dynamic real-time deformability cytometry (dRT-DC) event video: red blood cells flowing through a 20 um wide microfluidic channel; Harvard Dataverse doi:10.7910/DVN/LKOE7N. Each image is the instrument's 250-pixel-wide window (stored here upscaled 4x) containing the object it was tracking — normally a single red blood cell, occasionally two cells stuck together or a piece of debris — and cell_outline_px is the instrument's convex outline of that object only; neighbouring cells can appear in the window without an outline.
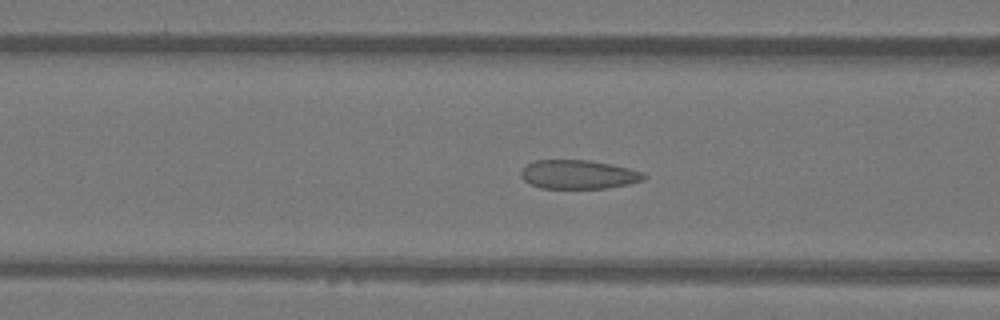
{"species": "Egyptian fruit bat (a non-hibernating species)", "species_latin": "Rousettus aegyptiacus", "temperature_condition": "warm", "stored_images_in_passage": 34, "camera_frame_rate_fps": 3000, "um_per_image_px": 0.085, "animal": {"sex": "female"}, "frame": {"image": 1, "passage_image": 15, "time_ms": 4.667, "image_size_px": [1000, 320], "cell_outline_px": [[648, 176], [644, 180], [628, 184], [608, 188], [540, 188], [524, 180], [520, 176], [520, 172], [528, 164], [536, 160], [588, 160], [628, 168], [644, 172]], "centroid_in_image_um": [49.19, 14.83], "position_along_channel_um": 117.4, "area_um2": 20.58}}
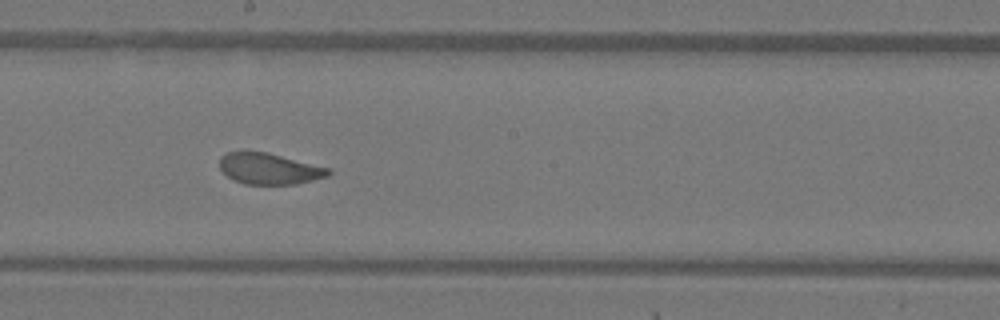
{"frame": {"image": 2, "passage_image": 23, "time_ms": 7.333, "image_size_px": [1000, 320], "cell_outline_px": [[332, 172], [328, 176], [296, 184], [244, 184], [228, 176], [220, 168], [220, 156], [228, 152], [268, 152], [332, 168]], "centroid_in_image_um": [22.94, 14.33], "position_along_channel_um": 225.3, "area_um2": 19.71}}
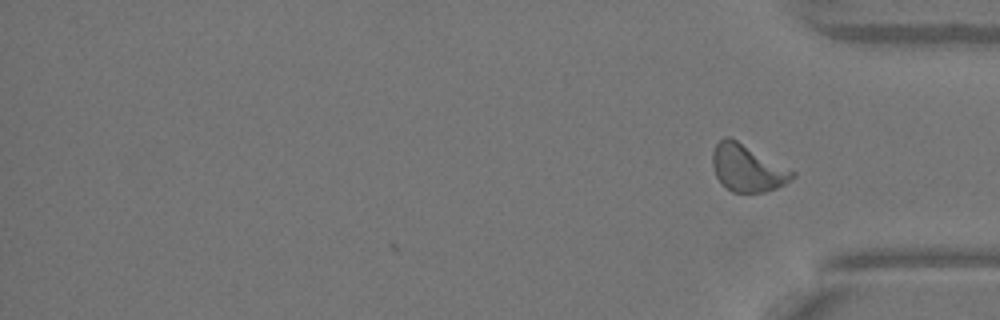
{"frame": {"image": 3, "passage_image": 34, "time_ms": 11.0, "image_size_px": [1000, 320], "cell_outline_px": [[796, 176], [784, 184], [776, 188], [764, 192], [732, 192], [716, 176], [712, 164], [712, 152], [716, 144], [724, 136], [728, 136], [736, 140], [796, 172]], "centroid_in_image_um": [63.52, 14.28], "position_along_channel_um": 371.7, "area_um2": 21.5}, "authors_computed_cell_mechanics": {"area_um2": 21.097, "velocity_mm_per_s": 4.0312, "shape_relaxation_time_tau1_ms": null, "shape_relaxation_time_tau2_ms": 0.7041, "deformation_change_tau1": null, "deformation_change_tau2": 0.0714}}